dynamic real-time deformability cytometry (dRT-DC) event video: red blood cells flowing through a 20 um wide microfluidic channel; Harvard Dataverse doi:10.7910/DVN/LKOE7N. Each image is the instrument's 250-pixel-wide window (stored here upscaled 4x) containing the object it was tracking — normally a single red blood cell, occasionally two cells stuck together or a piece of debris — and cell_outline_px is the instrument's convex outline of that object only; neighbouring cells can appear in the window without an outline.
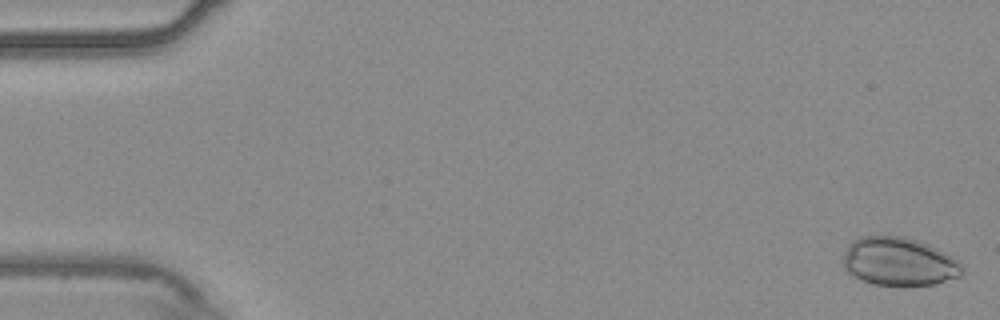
{"species": "common noctule bat (a hibernating species)", "species_latin": "Nyctalus noctula", "temperature_condition": "warm", "stored_images_in_passage": 54, "camera_frame_rate_fps": 3000, "um_per_image_px": 0.085, "animal": {"sex": "male", "body_mass_g": 20.4}, "frame": {"image": 1, "passage_image": 1, "time_ms": 0.0, "image_size_px": [1000, 320], "cell_outline_px": [[964, 272], [960, 276], [936, 284], [872, 284], [852, 276], [844, 268], [844, 252], [848, 244], [852, 240], [860, 236], [900, 236], [916, 240], [928, 244], [952, 256], [964, 268]], "centroid_in_image_um": [76.39, 22.22], "position_along_channel_um": 8.6, "area_um2": 33.29}}
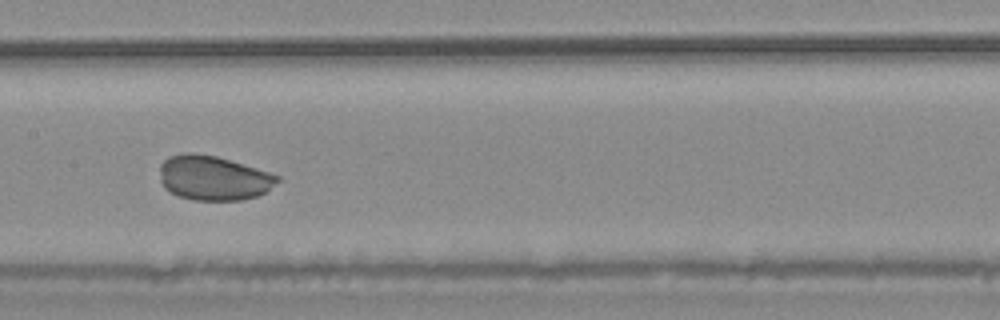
{"frame": {"image": 2, "passage_image": 27, "time_ms": 8.667, "image_size_px": [1000, 320], "cell_outline_px": [[280, 180], [264, 192], [256, 196], [240, 200], [192, 200], [180, 196], [164, 188], [160, 180], [160, 164], [168, 156], [188, 152], [216, 156], [256, 168], [280, 176]], "centroid_in_image_um": [18.11, 15.12], "position_along_channel_um": 189.3, "area_um2": 30.35}}
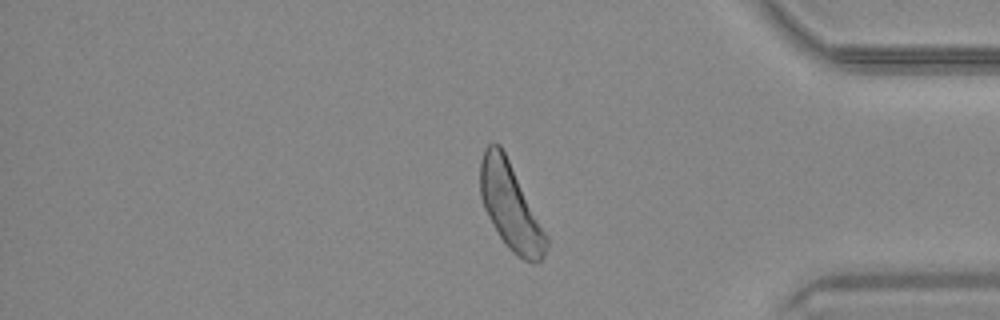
{"frame": {"image": 3, "passage_image": 45, "time_ms": 14.667, "image_size_px": [1000, 320], "cell_outline_px": [[548, 244], [544, 256], [536, 264], [524, 260], [516, 256], [508, 248], [492, 224], [484, 208], [480, 196], [480, 160], [484, 148], [488, 144], [500, 144], [548, 236]], "centroid_in_image_um": [43.38, 17.57], "position_along_channel_um": 391.8, "area_um2": 33.0}}